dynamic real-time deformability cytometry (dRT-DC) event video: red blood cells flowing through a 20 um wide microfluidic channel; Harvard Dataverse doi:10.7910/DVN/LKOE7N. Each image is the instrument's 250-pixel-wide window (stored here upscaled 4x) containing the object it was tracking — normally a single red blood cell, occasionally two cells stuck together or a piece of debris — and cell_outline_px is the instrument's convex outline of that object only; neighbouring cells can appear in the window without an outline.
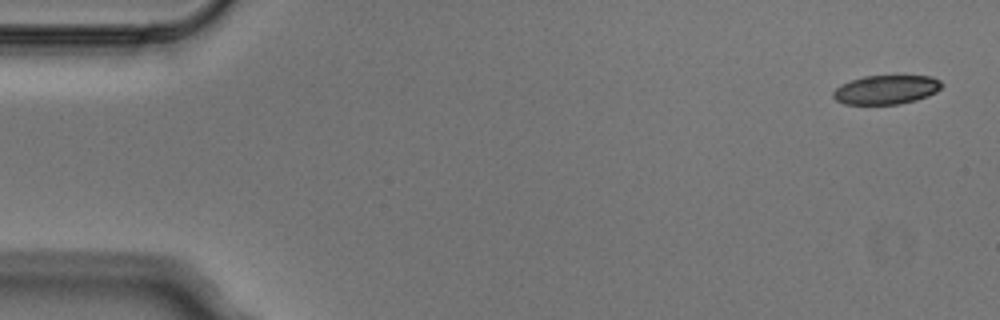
{"species": "Egyptian fruit bat (a non-hibernating species)", "species_latin": "Rousettus aegyptiacus", "temperature_condition": "cold", "stored_images_in_passage": 5, "segment_of_instrument_passage": [1, 2], "camera_frame_rate_fps": 3000, "um_per_image_px": 0.085, "animal": {"sex": "male"}, "frame": {"image": 1, "passage_image": 1, "time_ms": 0.0, "image_size_px": [1000, 320], "cell_outline_px": [[944, 84], [936, 92], [928, 96], [916, 100], [900, 104], [844, 104], [836, 100], [832, 96], [832, 92], [836, 88], [852, 80], [864, 76], [932, 76], [940, 80]], "centroid_in_image_um": [75.35, 7.63], "position_along_channel_um": 9.6, "area_um2": 18.32}}
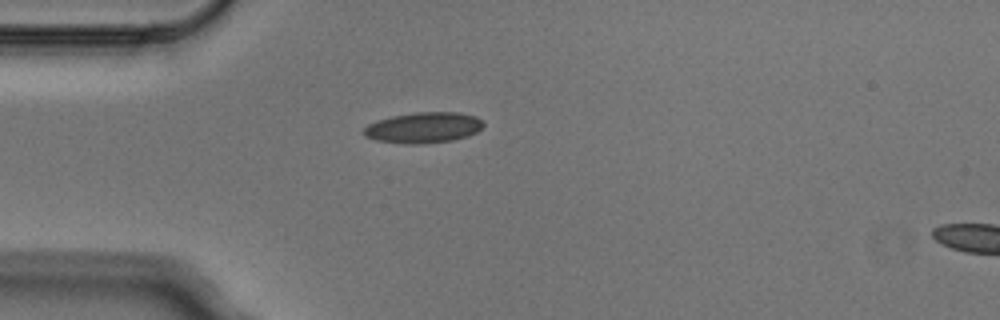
{"frame": {"image": 2, "passage_image": 4, "time_ms": 1.0, "image_size_px": [1000, 320], "cell_outline_px": [[484, 124], [476, 132], [468, 136], [452, 140], [416, 144], [404, 144], [376, 140], [364, 136], [360, 132], [368, 124], [376, 120], [392, 116], [416, 112], [460, 112], [476, 116], [484, 120]], "centroid_in_image_um": [35.97, 10.84], "position_along_channel_um": 49.0, "area_um2": 21.62}}